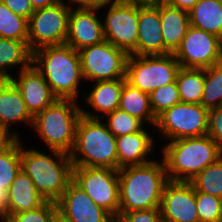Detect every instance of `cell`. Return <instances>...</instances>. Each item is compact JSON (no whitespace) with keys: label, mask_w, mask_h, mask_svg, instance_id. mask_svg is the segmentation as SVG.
Masks as SVG:
<instances>
[{"label":"cell","mask_w":222,"mask_h":222,"mask_svg":"<svg viewBox=\"0 0 222 222\" xmlns=\"http://www.w3.org/2000/svg\"><path fill=\"white\" fill-rule=\"evenodd\" d=\"M118 179L119 218L134 210L160 209L163 190L169 181L161 156L143 165L118 169Z\"/></svg>","instance_id":"6da1fadb"},{"label":"cell","mask_w":222,"mask_h":222,"mask_svg":"<svg viewBox=\"0 0 222 222\" xmlns=\"http://www.w3.org/2000/svg\"><path fill=\"white\" fill-rule=\"evenodd\" d=\"M32 64L58 99L80 102L85 80L77 50L68 44L45 46L32 52Z\"/></svg>","instance_id":"7a4b0ae2"},{"label":"cell","mask_w":222,"mask_h":222,"mask_svg":"<svg viewBox=\"0 0 222 222\" xmlns=\"http://www.w3.org/2000/svg\"><path fill=\"white\" fill-rule=\"evenodd\" d=\"M24 143L21 139V170L30 177L45 201L56 203L73 180L70 155L57 150L37 149V146L30 148Z\"/></svg>","instance_id":"3957f363"},{"label":"cell","mask_w":222,"mask_h":222,"mask_svg":"<svg viewBox=\"0 0 222 222\" xmlns=\"http://www.w3.org/2000/svg\"><path fill=\"white\" fill-rule=\"evenodd\" d=\"M158 150L170 181L190 182L222 157V150L208 135L164 142Z\"/></svg>","instance_id":"277c9868"},{"label":"cell","mask_w":222,"mask_h":222,"mask_svg":"<svg viewBox=\"0 0 222 222\" xmlns=\"http://www.w3.org/2000/svg\"><path fill=\"white\" fill-rule=\"evenodd\" d=\"M69 155L73 166L118 170L116 137L100 118L81 115L76 126L75 144Z\"/></svg>","instance_id":"5b68a950"},{"label":"cell","mask_w":222,"mask_h":222,"mask_svg":"<svg viewBox=\"0 0 222 222\" xmlns=\"http://www.w3.org/2000/svg\"><path fill=\"white\" fill-rule=\"evenodd\" d=\"M81 104L71 99H57L38 113L31 131L44 143L43 148L70 154L75 144L76 126L81 117ZM33 129V130H32Z\"/></svg>","instance_id":"8992f818"},{"label":"cell","mask_w":222,"mask_h":222,"mask_svg":"<svg viewBox=\"0 0 222 222\" xmlns=\"http://www.w3.org/2000/svg\"><path fill=\"white\" fill-rule=\"evenodd\" d=\"M209 109L202 104L178 103L157 117L155 131L161 141L200 137L208 132Z\"/></svg>","instance_id":"52a82bcc"},{"label":"cell","mask_w":222,"mask_h":222,"mask_svg":"<svg viewBox=\"0 0 222 222\" xmlns=\"http://www.w3.org/2000/svg\"><path fill=\"white\" fill-rule=\"evenodd\" d=\"M180 67L173 53L129 55L126 63V80L133 87L150 94L159 87L176 82Z\"/></svg>","instance_id":"ba28073f"},{"label":"cell","mask_w":222,"mask_h":222,"mask_svg":"<svg viewBox=\"0 0 222 222\" xmlns=\"http://www.w3.org/2000/svg\"><path fill=\"white\" fill-rule=\"evenodd\" d=\"M99 11L104 19L102 24L105 40L128 55H137L138 4L111 0L100 7Z\"/></svg>","instance_id":"9c48e42d"},{"label":"cell","mask_w":222,"mask_h":222,"mask_svg":"<svg viewBox=\"0 0 222 222\" xmlns=\"http://www.w3.org/2000/svg\"><path fill=\"white\" fill-rule=\"evenodd\" d=\"M71 7L61 0L36 9L28 20V47L31 52L52 45L65 44Z\"/></svg>","instance_id":"30bf717a"},{"label":"cell","mask_w":222,"mask_h":222,"mask_svg":"<svg viewBox=\"0 0 222 222\" xmlns=\"http://www.w3.org/2000/svg\"><path fill=\"white\" fill-rule=\"evenodd\" d=\"M73 181L96 205L106 210L116 221L119 219L118 170L73 166Z\"/></svg>","instance_id":"8fae6325"},{"label":"cell","mask_w":222,"mask_h":222,"mask_svg":"<svg viewBox=\"0 0 222 222\" xmlns=\"http://www.w3.org/2000/svg\"><path fill=\"white\" fill-rule=\"evenodd\" d=\"M78 52L85 83L126 78L129 55L107 40Z\"/></svg>","instance_id":"7c38bea8"},{"label":"cell","mask_w":222,"mask_h":222,"mask_svg":"<svg viewBox=\"0 0 222 222\" xmlns=\"http://www.w3.org/2000/svg\"><path fill=\"white\" fill-rule=\"evenodd\" d=\"M173 54L183 68L206 69L222 62V39L190 25Z\"/></svg>","instance_id":"4fadbf2b"},{"label":"cell","mask_w":222,"mask_h":222,"mask_svg":"<svg viewBox=\"0 0 222 222\" xmlns=\"http://www.w3.org/2000/svg\"><path fill=\"white\" fill-rule=\"evenodd\" d=\"M160 211L163 222H199L192 184L169 180L163 190Z\"/></svg>","instance_id":"5bb4252c"},{"label":"cell","mask_w":222,"mask_h":222,"mask_svg":"<svg viewBox=\"0 0 222 222\" xmlns=\"http://www.w3.org/2000/svg\"><path fill=\"white\" fill-rule=\"evenodd\" d=\"M56 204L58 214L69 222H116L106 210L96 205L73 180Z\"/></svg>","instance_id":"9a60e30c"},{"label":"cell","mask_w":222,"mask_h":222,"mask_svg":"<svg viewBox=\"0 0 222 222\" xmlns=\"http://www.w3.org/2000/svg\"><path fill=\"white\" fill-rule=\"evenodd\" d=\"M99 8L71 7L65 44L79 51L105 40Z\"/></svg>","instance_id":"2e32d148"},{"label":"cell","mask_w":222,"mask_h":222,"mask_svg":"<svg viewBox=\"0 0 222 222\" xmlns=\"http://www.w3.org/2000/svg\"><path fill=\"white\" fill-rule=\"evenodd\" d=\"M33 120L34 117L29 113L17 87L10 80H0V130L9 133L15 139H23L16 124L22 125L25 131L26 127H30V131Z\"/></svg>","instance_id":"e0dca14e"},{"label":"cell","mask_w":222,"mask_h":222,"mask_svg":"<svg viewBox=\"0 0 222 222\" xmlns=\"http://www.w3.org/2000/svg\"><path fill=\"white\" fill-rule=\"evenodd\" d=\"M10 81L20 91L26 107L33 117L58 99L44 76L33 64L15 73Z\"/></svg>","instance_id":"ac0fdd59"},{"label":"cell","mask_w":222,"mask_h":222,"mask_svg":"<svg viewBox=\"0 0 222 222\" xmlns=\"http://www.w3.org/2000/svg\"><path fill=\"white\" fill-rule=\"evenodd\" d=\"M126 78L115 80L95 81L89 83L90 90L83 92L81 115L88 118H103L107 113L119 108L120 95ZM89 92V93H88ZM86 108V109H85Z\"/></svg>","instance_id":"d6986e66"},{"label":"cell","mask_w":222,"mask_h":222,"mask_svg":"<svg viewBox=\"0 0 222 222\" xmlns=\"http://www.w3.org/2000/svg\"><path fill=\"white\" fill-rule=\"evenodd\" d=\"M149 127L146 126L136 133L116 137L118 169L131 165H143L155 159L152 156L155 154L154 150L163 144L157 146L158 141L154 138H159V136H155V133H158L155 130L150 132Z\"/></svg>","instance_id":"ffe728a7"},{"label":"cell","mask_w":222,"mask_h":222,"mask_svg":"<svg viewBox=\"0 0 222 222\" xmlns=\"http://www.w3.org/2000/svg\"><path fill=\"white\" fill-rule=\"evenodd\" d=\"M138 56L168 55L161 30L160 3L138 5Z\"/></svg>","instance_id":"44dd1931"},{"label":"cell","mask_w":222,"mask_h":222,"mask_svg":"<svg viewBox=\"0 0 222 222\" xmlns=\"http://www.w3.org/2000/svg\"><path fill=\"white\" fill-rule=\"evenodd\" d=\"M8 191V204L5 208L7 217L14 213L36 209L45 202L30 177L22 170Z\"/></svg>","instance_id":"7402d4cb"},{"label":"cell","mask_w":222,"mask_h":222,"mask_svg":"<svg viewBox=\"0 0 222 222\" xmlns=\"http://www.w3.org/2000/svg\"><path fill=\"white\" fill-rule=\"evenodd\" d=\"M160 21L165 47L174 53L190 26L189 12L160 3Z\"/></svg>","instance_id":"603a6c76"},{"label":"cell","mask_w":222,"mask_h":222,"mask_svg":"<svg viewBox=\"0 0 222 222\" xmlns=\"http://www.w3.org/2000/svg\"><path fill=\"white\" fill-rule=\"evenodd\" d=\"M31 64L32 52L24 41L0 37V80H10L15 72L18 73Z\"/></svg>","instance_id":"cb8c5ba5"},{"label":"cell","mask_w":222,"mask_h":222,"mask_svg":"<svg viewBox=\"0 0 222 222\" xmlns=\"http://www.w3.org/2000/svg\"><path fill=\"white\" fill-rule=\"evenodd\" d=\"M190 25L222 39V0H198L189 11Z\"/></svg>","instance_id":"d4e9b609"},{"label":"cell","mask_w":222,"mask_h":222,"mask_svg":"<svg viewBox=\"0 0 222 222\" xmlns=\"http://www.w3.org/2000/svg\"><path fill=\"white\" fill-rule=\"evenodd\" d=\"M119 109L139 118L155 130L157 118L150 106V94L133 87L127 81L121 91Z\"/></svg>","instance_id":"484cf974"},{"label":"cell","mask_w":222,"mask_h":222,"mask_svg":"<svg viewBox=\"0 0 222 222\" xmlns=\"http://www.w3.org/2000/svg\"><path fill=\"white\" fill-rule=\"evenodd\" d=\"M21 172V139H14L0 152V205L8 204L9 188Z\"/></svg>","instance_id":"4316f807"},{"label":"cell","mask_w":222,"mask_h":222,"mask_svg":"<svg viewBox=\"0 0 222 222\" xmlns=\"http://www.w3.org/2000/svg\"><path fill=\"white\" fill-rule=\"evenodd\" d=\"M176 82L182 103L201 104L205 69L180 67Z\"/></svg>","instance_id":"83f0119b"},{"label":"cell","mask_w":222,"mask_h":222,"mask_svg":"<svg viewBox=\"0 0 222 222\" xmlns=\"http://www.w3.org/2000/svg\"><path fill=\"white\" fill-rule=\"evenodd\" d=\"M0 37L24 41L28 45V20L13 13L1 0Z\"/></svg>","instance_id":"f1b7e54d"},{"label":"cell","mask_w":222,"mask_h":222,"mask_svg":"<svg viewBox=\"0 0 222 222\" xmlns=\"http://www.w3.org/2000/svg\"><path fill=\"white\" fill-rule=\"evenodd\" d=\"M190 183L195 191L222 198V157L199 172Z\"/></svg>","instance_id":"f546056e"},{"label":"cell","mask_w":222,"mask_h":222,"mask_svg":"<svg viewBox=\"0 0 222 222\" xmlns=\"http://www.w3.org/2000/svg\"><path fill=\"white\" fill-rule=\"evenodd\" d=\"M201 104L207 108L222 106V62L205 69Z\"/></svg>","instance_id":"4dcf8cb0"},{"label":"cell","mask_w":222,"mask_h":222,"mask_svg":"<svg viewBox=\"0 0 222 222\" xmlns=\"http://www.w3.org/2000/svg\"><path fill=\"white\" fill-rule=\"evenodd\" d=\"M107 125L108 130L115 136H123L130 133L141 131L147 126L139 118L130 115L129 113L118 109L107 113L101 118Z\"/></svg>","instance_id":"1f68e13d"},{"label":"cell","mask_w":222,"mask_h":222,"mask_svg":"<svg viewBox=\"0 0 222 222\" xmlns=\"http://www.w3.org/2000/svg\"><path fill=\"white\" fill-rule=\"evenodd\" d=\"M180 102L177 82L159 87L150 93V106L156 118L165 110Z\"/></svg>","instance_id":"d6a6232c"},{"label":"cell","mask_w":222,"mask_h":222,"mask_svg":"<svg viewBox=\"0 0 222 222\" xmlns=\"http://www.w3.org/2000/svg\"><path fill=\"white\" fill-rule=\"evenodd\" d=\"M199 222H217L222 218V198L195 191Z\"/></svg>","instance_id":"836d02e7"},{"label":"cell","mask_w":222,"mask_h":222,"mask_svg":"<svg viewBox=\"0 0 222 222\" xmlns=\"http://www.w3.org/2000/svg\"><path fill=\"white\" fill-rule=\"evenodd\" d=\"M57 214V204L45 201L36 209L11 214L8 217V222H53Z\"/></svg>","instance_id":"e575fe53"},{"label":"cell","mask_w":222,"mask_h":222,"mask_svg":"<svg viewBox=\"0 0 222 222\" xmlns=\"http://www.w3.org/2000/svg\"><path fill=\"white\" fill-rule=\"evenodd\" d=\"M207 135L222 150V106L209 109Z\"/></svg>","instance_id":"d590c367"},{"label":"cell","mask_w":222,"mask_h":222,"mask_svg":"<svg viewBox=\"0 0 222 222\" xmlns=\"http://www.w3.org/2000/svg\"><path fill=\"white\" fill-rule=\"evenodd\" d=\"M116 222H163V219L160 209H147L126 212Z\"/></svg>","instance_id":"8d00e7d4"},{"label":"cell","mask_w":222,"mask_h":222,"mask_svg":"<svg viewBox=\"0 0 222 222\" xmlns=\"http://www.w3.org/2000/svg\"><path fill=\"white\" fill-rule=\"evenodd\" d=\"M13 13L29 20L35 11L30 0H1Z\"/></svg>","instance_id":"74e56055"},{"label":"cell","mask_w":222,"mask_h":222,"mask_svg":"<svg viewBox=\"0 0 222 222\" xmlns=\"http://www.w3.org/2000/svg\"><path fill=\"white\" fill-rule=\"evenodd\" d=\"M74 8H100L111 0H64Z\"/></svg>","instance_id":"f35d334b"},{"label":"cell","mask_w":222,"mask_h":222,"mask_svg":"<svg viewBox=\"0 0 222 222\" xmlns=\"http://www.w3.org/2000/svg\"><path fill=\"white\" fill-rule=\"evenodd\" d=\"M166 4L189 12L198 0H165Z\"/></svg>","instance_id":"ab89813d"},{"label":"cell","mask_w":222,"mask_h":222,"mask_svg":"<svg viewBox=\"0 0 222 222\" xmlns=\"http://www.w3.org/2000/svg\"><path fill=\"white\" fill-rule=\"evenodd\" d=\"M34 10L52 6L61 0H30Z\"/></svg>","instance_id":"60d3db41"},{"label":"cell","mask_w":222,"mask_h":222,"mask_svg":"<svg viewBox=\"0 0 222 222\" xmlns=\"http://www.w3.org/2000/svg\"><path fill=\"white\" fill-rule=\"evenodd\" d=\"M15 138L9 133L0 130V152H2Z\"/></svg>","instance_id":"b9f144b4"},{"label":"cell","mask_w":222,"mask_h":222,"mask_svg":"<svg viewBox=\"0 0 222 222\" xmlns=\"http://www.w3.org/2000/svg\"><path fill=\"white\" fill-rule=\"evenodd\" d=\"M124 2H130L138 5H157L158 3H162L165 0H121Z\"/></svg>","instance_id":"7bdbcfd3"},{"label":"cell","mask_w":222,"mask_h":222,"mask_svg":"<svg viewBox=\"0 0 222 222\" xmlns=\"http://www.w3.org/2000/svg\"><path fill=\"white\" fill-rule=\"evenodd\" d=\"M0 222H8V217L5 208L0 205Z\"/></svg>","instance_id":"ee69618b"},{"label":"cell","mask_w":222,"mask_h":222,"mask_svg":"<svg viewBox=\"0 0 222 222\" xmlns=\"http://www.w3.org/2000/svg\"><path fill=\"white\" fill-rule=\"evenodd\" d=\"M53 222H69V221L65 220L61 215L57 214Z\"/></svg>","instance_id":"f6af8a7d"}]
</instances>
